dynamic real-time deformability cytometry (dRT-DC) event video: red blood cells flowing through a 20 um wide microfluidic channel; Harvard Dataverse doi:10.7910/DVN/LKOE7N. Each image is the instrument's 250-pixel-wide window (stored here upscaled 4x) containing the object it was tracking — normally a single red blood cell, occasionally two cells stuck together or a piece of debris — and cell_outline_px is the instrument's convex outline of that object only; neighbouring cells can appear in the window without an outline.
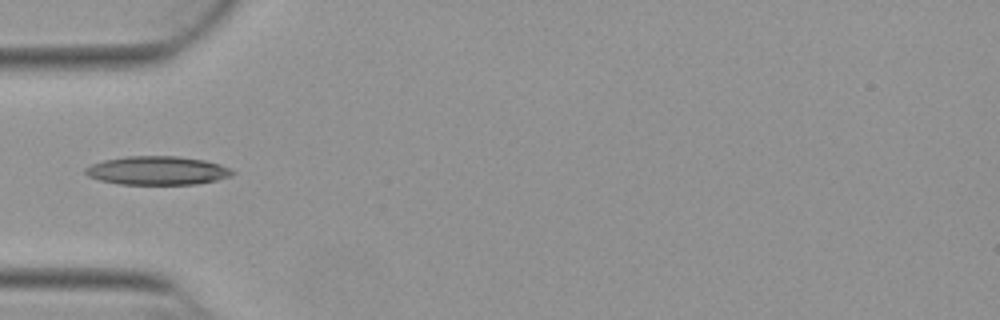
{"species": "Egyptian fruit bat (a non-hibernating species)", "species_latin": "Rousettus aegyptiacus", "temperature_condition": "warm", "stored_images_in_passage": 36, "camera_frame_rate_fps": 3000, "um_per_image_px": 0.085, "animal": {"sex": "female"}, "frame": {"image": 1, "passage_image": 1, "time_ms": 0.0, "image_size_px": [1000, 320], "cell_outline_px": [[236, 172], [232, 176], [216, 180], [196, 184], [120, 184], [100, 180], [88, 176], [84, 172], [84, 168], [92, 164], [104, 160], [128, 156], [176, 156], [204, 160], [220, 164]], "centroid_in_image_um": [13.38, 14.5], "position_along_channel_um": 71.6, "area_um2": 24.45}}
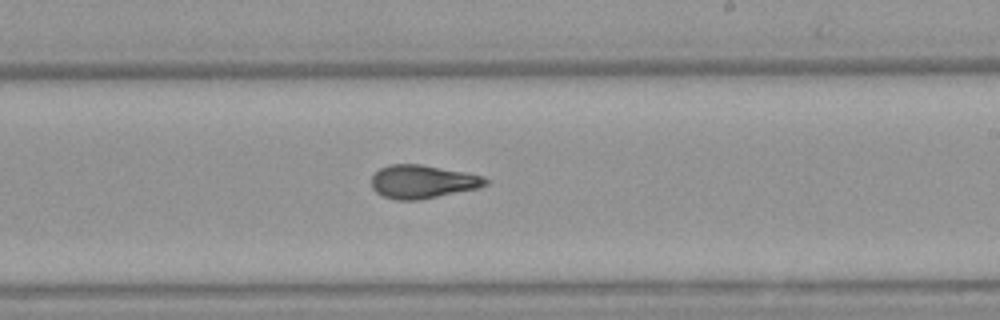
{"frame": {"image": 2, "passage_image": 15, "time_ms": 4.667, "image_size_px": [1000, 320], "cell_outline_px": [[488, 184], [480, 188], [420, 200], [396, 200], [384, 196], [376, 192], [372, 188], [372, 176], [380, 168], [388, 164], [420, 164], [464, 172], [484, 176], [488, 180]], "centroid_in_image_um": [35.93, 15.45], "position_along_channel_um": 253.1, "area_um2": 22.25}}
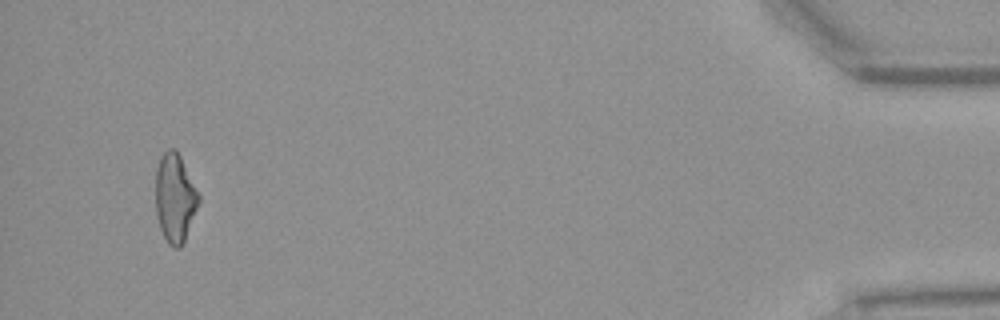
{"frame": {"image": 3, "passage_image": 34, "time_ms": 11.0, "image_size_px": [1000, 320], "cell_outline_px": [[200, 200], [184, 240], [180, 248], [176, 248], [168, 244], [160, 228], [156, 212], [156, 168], [160, 156], [168, 148], [176, 148], [200, 196]], "centroid_in_image_um": [14.86, 16.8], "position_along_channel_um": 420.3, "area_um2": 22.02}}